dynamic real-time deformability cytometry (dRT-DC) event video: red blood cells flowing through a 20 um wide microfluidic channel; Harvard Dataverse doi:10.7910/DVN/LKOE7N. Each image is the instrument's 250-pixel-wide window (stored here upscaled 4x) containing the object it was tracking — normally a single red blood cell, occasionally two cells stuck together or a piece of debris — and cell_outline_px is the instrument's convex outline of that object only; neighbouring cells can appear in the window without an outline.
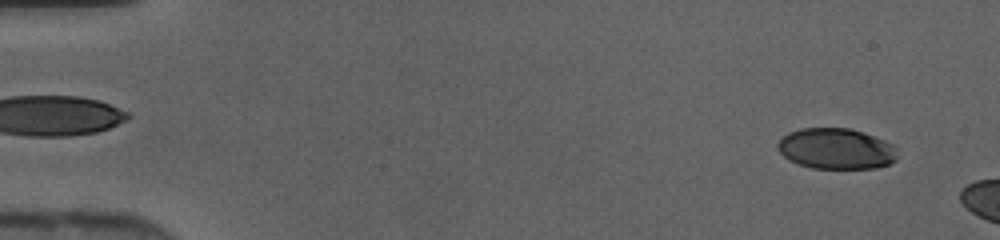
{"species": "human", "species_latin": "Homo sapiens", "temperature_condition": "cold", "stored_images_in_passage": 12, "camera_frame_rate_fps": 3000, "um_per_image_px": 0.085, "donor": {"sex": "female"}, "frame": {"image": 1, "passage_image": 3, "time_ms": 0.667, "image_size_px": [1000, 240], "cell_outline_px": [[896, 160], [888, 164], [876, 168], [812, 168], [788, 160], [776, 148], [776, 144], [788, 132], [800, 128], [848, 128], [864, 132], [884, 140], [892, 144], [896, 148]], "centroid_in_image_um": [71.06, 12.63], "position_along_channel_um": 13.9, "area_um2": 28.5}}